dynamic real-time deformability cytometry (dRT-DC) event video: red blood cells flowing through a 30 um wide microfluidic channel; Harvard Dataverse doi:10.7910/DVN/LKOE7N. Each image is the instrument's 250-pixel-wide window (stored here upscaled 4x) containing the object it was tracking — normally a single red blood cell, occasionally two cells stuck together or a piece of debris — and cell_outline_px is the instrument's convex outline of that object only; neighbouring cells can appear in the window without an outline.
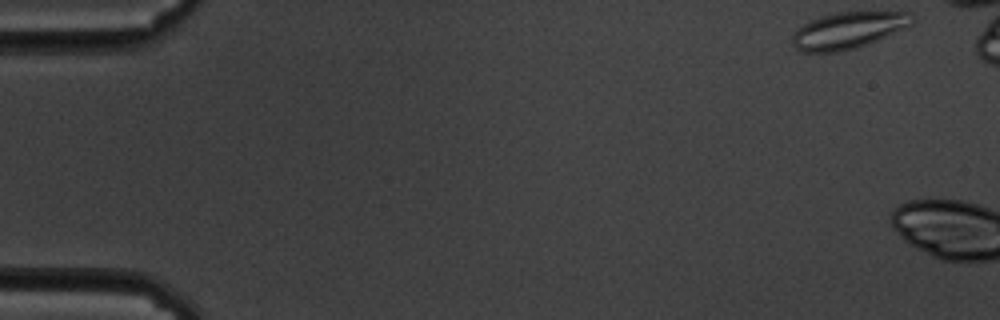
{"species": "common noctule bat (a hibernating species)", "species_latin": "Nyctalus noctula", "temperature_condition": "cold", "stored_images_in_passage": 4, "camera_frame_rate_fps": 3000, "um_per_image_px": 0.085, "animal": {"sex": "male", "body_mass_g": 19.5, "forearm_length_mm": 54.6}, "frame": {"image": 1, "passage_image": 1, "time_ms": 0.0, "image_size_px": [1000, 320], "cell_outline_px": [[916, 20], [912, 24], [904, 28], [876, 40], [852, 48], [836, 52], [800, 52], [792, 44], [792, 36], [804, 24], [820, 16], [836, 12], [912, 12], [916, 16]], "centroid_in_image_um": [72.12, 2.56], "position_along_channel_um": 12.9, "area_um2": 25.2}}